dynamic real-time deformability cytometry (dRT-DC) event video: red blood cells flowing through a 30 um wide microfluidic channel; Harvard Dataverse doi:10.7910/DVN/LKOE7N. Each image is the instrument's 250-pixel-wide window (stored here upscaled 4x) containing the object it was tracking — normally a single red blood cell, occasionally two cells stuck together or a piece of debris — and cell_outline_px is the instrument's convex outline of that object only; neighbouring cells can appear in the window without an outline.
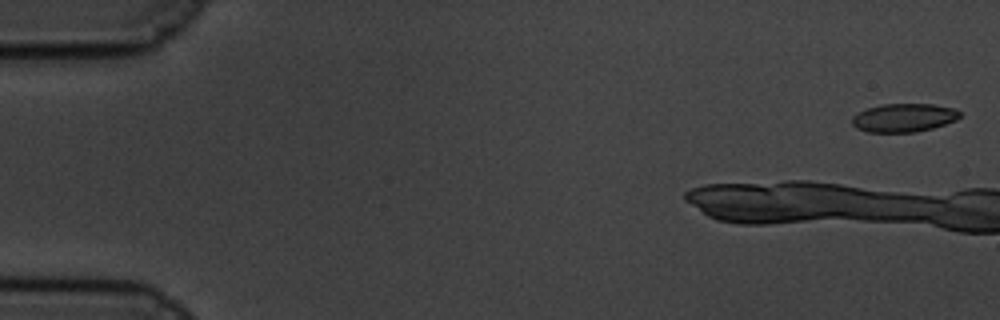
{"species": "common noctule bat (a hibernating species)", "species_latin": "Nyctalus noctula", "temperature_condition": "cold", "stored_images_in_passage": 11, "camera_frame_rate_fps": 3000, "um_per_image_px": 0.085, "animal": {"sex": "male", "body_mass_g": 19.5, "forearm_length_mm": 54.6}, "frame": {"image": 1, "passage_image": 2, "time_ms": 0.333, "image_size_px": [1000, 320], "cell_outline_px": [[960, 116], [956, 120], [932, 128], [916, 132], [868, 132], [856, 128], [852, 124], [852, 116], [868, 108], [884, 104], [932, 104], [956, 108], [960, 112]], "centroid_in_image_um": [76.84, 10.01], "position_along_channel_um": 8.2, "area_um2": 17.8}}